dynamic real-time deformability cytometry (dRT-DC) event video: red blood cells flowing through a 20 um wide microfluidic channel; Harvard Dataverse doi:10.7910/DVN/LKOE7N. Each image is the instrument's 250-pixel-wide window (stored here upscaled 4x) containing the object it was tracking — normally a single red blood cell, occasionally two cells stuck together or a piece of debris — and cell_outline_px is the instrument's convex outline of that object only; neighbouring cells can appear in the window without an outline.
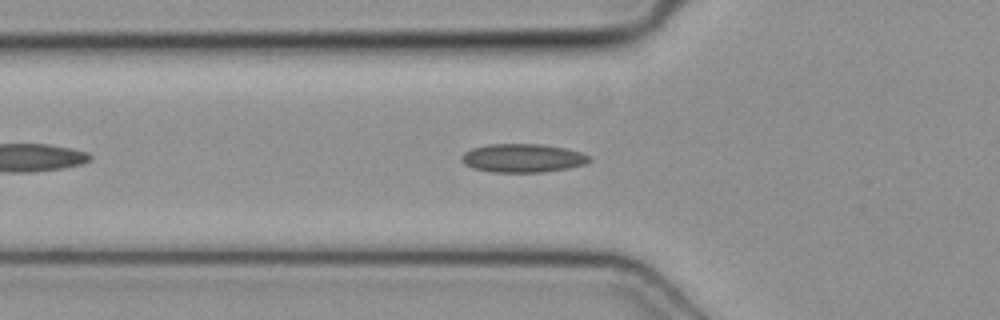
{"species": "common noctule bat (a hibernating species)", "species_latin": "Nyctalus noctula", "temperature_condition": "cold", "stored_images_in_passage": 39, "camera_frame_rate_fps": 3000, "um_per_image_px": 0.085, "animal": {"sex": "female", "body_mass_g": 19.3, "forearm_length_mm": 54.1}, "frame": {"image": 1, "passage_image": 7, "time_ms": 2.0, "image_size_px": [1000, 320], "cell_outline_px": [[592, 160], [584, 164], [568, 168], [544, 172], [488, 172], [472, 168], [464, 164], [460, 160], [460, 156], [464, 152], [472, 148], [488, 144], [540, 144], [564, 148], [580, 152], [592, 156]], "centroid_in_image_um": [44.4, 13.44], "position_along_channel_um": 81.4, "area_um2": 21.44}}
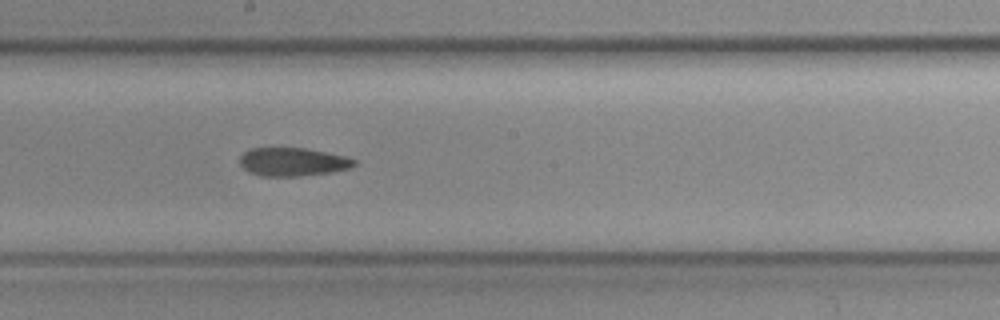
{"frame": {"image": 2, "passage_image": 17, "time_ms": 5.333, "image_size_px": [1000, 320], "cell_outline_px": [[356, 164], [352, 168], [332, 172], [296, 176], [260, 176], [248, 172], [240, 164], [240, 156], [244, 152], [252, 148], [304, 148], [344, 156], [356, 160]], "centroid_in_image_um": [24.87, 13.77], "position_along_channel_um": 223.3, "area_um2": 18.84}}
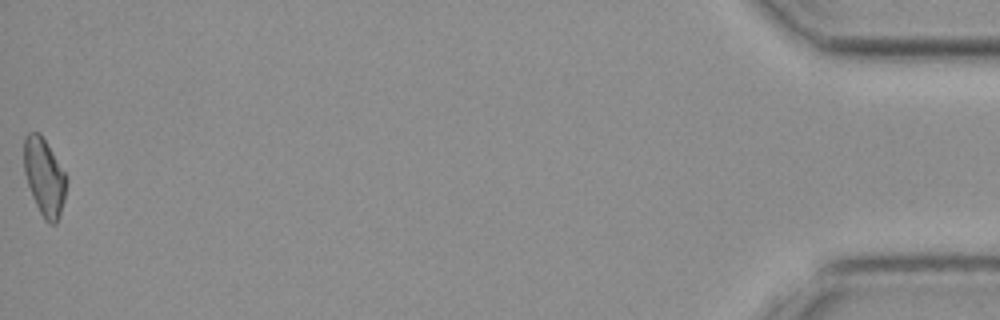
{"frame": {"image": 3, "passage_image": 39, "time_ms": 12.667, "image_size_px": [1000, 320], "cell_outline_px": [[68, 180], [64, 200], [56, 224], [48, 224], [44, 220], [32, 196], [24, 172], [24, 136], [28, 132], [40, 132], [64, 172]], "centroid_in_image_um": [3.76, 15.04], "position_along_channel_um": 431.4, "area_um2": 19.02}}